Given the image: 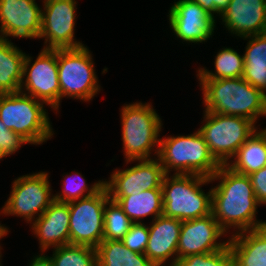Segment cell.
<instances>
[{"instance_id": "6da1fadb", "label": "cell", "mask_w": 266, "mask_h": 266, "mask_svg": "<svg viewBox=\"0 0 266 266\" xmlns=\"http://www.w3.org/2000/svg\"><path fill=\"white\" fill-rule=\"evenodd\" d=\"M210 180H220L211 188L212 214L220 227L226 233L232 226L238 229L231 239L254 246L266 255V222L255 219L257 206L261 204L255 197L249 176L221 165Z\"/></svg>"}, {"instance_id": "7a4b0ae2", "label": "cell", "mask_w": 266, "mask_h": 266, "mask_svg": "<svg viewBox=\"0 0 266 266\" xmlns=\"http://www.w3.org/2000/svg\"><path fill=\"white\" fill-rule=\"evenodd\" d=\"M207 112L245 117L255 124L266 116V94L242 77L199 80Z\"/></svg>"}, {"instance_id": "3957f363", "label": "cell", "mask_w": 266, "mask_h": 266, "mask_svg": "<svg viewBox=\"0 0 266 266\" xmlns=\"http://www.w3.org/2000/svg\"><path fill=\"white\" fill-rule=\"evenodd\" d=\"M157 158L166 174L173 169L178 175L211 178L221 166L198 130L186 136L160 138Z\"/></svg>"}, {"instance_id": "277c9868", "label": "cell", "mask_w": 266, "mask_h": 266, "mask_svg": "<svg viewBox=\"0 0 266 266\" xmlns=\"http://www.w3.org/2000/svg\"><path fill=\"white\" fill-rule=\"evenodd\" d=\"M212 181L200 175L169 174L162 182L163 215L181 221L193 220L212 213V189L207 194L202 185Z\"/></svg>"}, {"instance_id": "5b68a950", "label": "cell", "mask_w": 266, "mask_h": 266, "mask_svg": "<svg viewBox=\"0 0 266 266\" xmlns=\"http://www.w3.org/2000/svg\"><path fill=\"white\" fill-rule=\"evenodd\" d=\"M44 104L23 92L0 94V120L28 143L42 144L54 133Z\"/></svg>"}, {"instance_id": "8992f818", "label": "cell", "mask_w": 266, "mask_h": 266, "mask_svg": "<svg viewBox=\"0 0 266 266\" xmlns=\"http://www.w3.org/2000/svg\"><path fill=\"white\" fill-rule=\"evenodd\" d=\"M122 141L125 161L151 159L158 155L162 120L150 103L136 102L122 107Z\"/></svg>"}, {"instance_id": "52a82bcc", "label": "cell", "mask_w": 266, "mask_h": 266, "mask_svg": "<svg viewBox=\"0 0 266 266\" xmlns=\"http://www.w3.org/2000/svg\"><path fill=\"white\" fill-rule=\"evenodd\" d=\"M203 112L205 124L198 131L214 158L226 165L258 128L245 117Z\"/></svg>"}, {"instance_id": "ba28073f", "label": "cell", "mask_w": 266, "mask_h": 266, "mask_svg": "<svg viewBox=\"0 0 266 266\" xmlns=\"http://www.w3.org/2000/svg\"><path fill=\"white\" fill-rule=\"evenodd\" d=\"M92 55L87 46L57 49L60 100L90 101L99 91Z\"/></svg>"}, {"instance_id": "9c48e42d", "label": "cell", "mask_w": 266, "mask_h": 266, "mask_svg": "<svg viewBox=\"0 0 266 266\" xmlns=\"http://www.w3.org/2000/svg\"><path fill=\"white\" fill-rule=\"evenodd\" d=\"M110 199L104 185L97 193L68 202L69 244L97 248L103 241L104 208Z\"/></svg>"}, {"instance_id": "30bf717a", "label": "cell", "mask_w": 266, "mask_h": 266, "mask_svg": "<svg viewBox=\"0 0 266 266\" xmlns=\"http://www.w3.org/2000/svg\"><path fill=\"white\" fill-rule=\"evenodd\" d=\"M48 176L47 172L41 171L18 177L1 213L23 217L30 224L39 218L54 201Z\"/></svg>"}, {"instance_id": "8fae6325", "label": "cell", "mask_w": 266, "mask_h": 266, "mask_svg": "<svg viewBox=\"0 0 266 266\" xmlns=\"http://www.w3.org/2000/svg\"><path fill=\"white\" fill-rule=\"evenodd\" d=\"M31 60L33 59L29 54L25 55L20 92L36 98L57 111L61 102L57 49L43 48L32 66Z\"/></svg>"}, {"instance_id": "7c38bea8", "label": "cell", "mask_w": 266, "mask_h": 266, "mask_svg": "<svg viewBox=\"0 0 266 266\" xmlns=\"http://www.w3.org/2000/svg\"><path fill=\"white\" fill-rule=\"evenodd\" d=\"M39 38H45L44 49H67L84 46L74 38L75 0H44ZM49 42V43H48ZM48 43V44H47Z\"/></svg>"}, {"instance_id": "4fadbf2b", "label": "cell", "mask_w": 266, "mask_h": 266, "mask_svg": "<svg viewBox=\"0 0 266 266\" xmlns=\"http://www.w3.org/2000/svg\"><path fill=\"white\" fill-rule=\"evenodd\" d=\"M138 161L133 167L116 170L104 181L109 197H127L141 193L142 190L162 189V182L166 175L158 158L130 160Z\"/></svg>"}, {"instance_id": "5bb4252c", "label": "cell", "mask_w": 266, "mask_h": 266, "mask_svg": "<svg viewBox=\"0 0 266 266\" xmlns=\"http://www.w3.org/2000/svg\"><path fill=\"white\" fill-rule=\"evenodd\" d=\"M226 234L215 220L213 214L182 221L179 243L177 247V260L189 255L216 252L224 249L233 239L226 242L217 241Z\"/></svg>"}, {"instance_id": "9a60e30c", "label": "cell", "mask_w": 266, "mask_h": 266, "mask_svg": "<svg viewBox=\"0 0 266 266\" xmlns=\"http://www.w3.org/2000/svg\"><path fill=\"white\" fill-rule=\"evenodd\" d=\"M168 14L172 32L183 42H206L216 27L215 19L194 0H178Z\"/></svg>"}, {"instance_id": "2e32d148", "label": "cell", "mask_w": 266, "mask_h": 266, "mask_svg": "<svg viewBox=\"0 0 266 266\" xmlns=\"http://www.w3.org/2000/svg\"><path fill=\"white\" fill-rule=\"evenodd\" d=\"M41 20L36 0H0V38H39Z\"/></svg>"}, {"instance_id": "e0dca14e", "label": "cell", "mask_w": 266, "mask_h": 266, "mask_svg": "<svg viewBox=\"0 0 266 266\" xmlns=\"http://www.w3.org/2000/svg\"><path fill=\"white\" fill-rule=\"evenodd\" d=\"M220 17L228 31L240 38L266 33V0H230Z\"/></svg>"}, {"instance_id": "ac0fdd59", "label": "cell", "mask_w": 266, "mask_h": 266, "mask_svg": "<svg viewBox=\"0 0 266 266\" xmlns=\"http://www.w3.org/2000/svg\"><path fill=\"white\" fill-rule=\"evenodd\" d=\"M151 223L145 255L155 266H163L173 257L169 266H175L182 221L162 214Z\"/></svg>"}, {"instance_id": "d6986e66", "label": "cell", "mask_w": 266, "mask_h": 266, "mask_svg": "<svg viewBox=\"0 0 266 266\" xmlns=\"http://www.w3.org/2000/svg\"><path fill=\"white\" fill-rule=\"evenodd\" d=\"M69 205L53 201L43 214L32 222V231L39 240L43 253L49 247H60L69 244Z\"/></svg>"}, {"instance_id": "ffe728a7", "label": "cell", "mask_w": 266, "mask_h": 266, "mask_svg": "<svg viewBox=\"0 0 266 266\" xmlns=\"http://www.w3.org/2000/svg\"><path fill=\"white\" fill-rule=\"evenodd\" d=\"M263 256L256 247L232 240L222 250L189 255L177 260L175 266H254Z\"/></svg>"}, {"instance_id": "44dd1931", "label": "cell", "mask_w": 266, "mask_h": 266, "mask_svg": "<svg viewBox=\"0 0 266 266\" xmlns=\"http://www.w3.org/2000/svg\"><path fill=\"white\" fill-rule=\"evenodd\" d=\"M226 164L232 171L250 175L266 165V128L256 130Z\"/></svg>"}, {"instance_id": "7402d4cb", "label": "cell", "mask_w": 266, "mask_h": 266, "mask_svg": "<svg viewBox=\"0 0 266 266\" xmlns=\"http://www.w3.org/2000/svg\"><path fill=\"white\" fill-rule=\"evenodd\" d=\"M242 38L245 40L250 38L243 54L242 78L266 94V33Z\"/></svg>"}, {"instance_id": "603a6c76", "label": "cell", "mask_w": 266, "mask_h": 266, "mask_svg": "<svg viewBox=\"0 0 266 266\" xmlns=\"http://www.w3.org/2000/svg\"><path fill=\"white\" fill-rule=\"evenodd\" d=\"M8 38H0V94L20 92L25 53Z\"/></svg>"}, {"instance_id": "cb8c5ba5", "label": "cell", "mask_w": 266, "mask_h": 266, "mask_svg": "<svg viewBox=\"0 0 266 266\" xmlns=\"http://www.w3.org/2000/svg\"><path fill=\"white\" fill-rule=\"evenodd\" d=\"M134 222L140 223L143 217L153 215V220L163 214L162 189L142 190L127 197H110Z\"/></svg>"}, {"instance_id": "d4e9b609", "label": "cell", "mask_w": 266, "mask_h": 266, "mask_svg": "<svg viewBox=\"0 0 266 266\" xmlns=\"http://www.w3.org/2000/svg\"><path fill=\"white\" fill-rule=\"evenodd\" d=\"M96 251L98 266H155L145 254L133 252L121 240H103Z\"/></svg>"}, {"instance_id": "484cf974", "label": "cell", "mask_w": 266, "mask_h": 266, "mask_svg": "<svg viewBox=\"0 0 266 266\" xmlns=\"http://www.w3.org/2000/svg\"><path fill=\"white\" fill-rule=\"evenodd\" d=\"M215 71H209L205 68L198 70L199 80L213 79H232L243 76L244 58L233 48H223L215 56Z\"/></svg>"}, {"instance_id": "4316f807", "label": "cell", "mask_w": 266, "mask_h": 266, "mask_svg": "<svg viewBox=\"0 0 266 266\" xmlns=\"http://www.w3.org/2000/svg\"><path fill=\"white\" fill-rule=\"evenodd\" d=\"M54 266H98L97 251L85 245L67 244L53 248Z\"/></svg>"}, {"instance_id": "83f0119b", "label": "cell", "mask_w": 266, "mask_h": 266, "mask_svg": "<svg viewBox=\"0 0 266 266\" xmlns=\"http://www.w3.org/2000/svg\"><path fill=\"white\" fill-rule=\"evenodd\" d=\"M133 223L123 209L115 201L109 199L104 208L103 240H122Z\"/></svg>"}, {"instance_id": "f1b7e54d", "label": "cell", "mask_w": 266, "mask_h": 266, "mask_svg": "<svg viewBox=\"0 0 266 266\" xmlns=\"http://www.w3.org/2000/svg\"><path fill=\"white\" fill-rule=\"evenodd\" d=\"M74 174L77 178L71 174H66L67 179L64 177L65 182L63 183L62 193L53 195L55 201L68 203L79 200L97 193L104 186V181L99 180L89 187L80 173L75 172ZM85 192L87 194H84Z\"/></svg>"}, {"instance_id": "f546056e", "label": "cell", "mask_w": 266, "mask_h": 266, "mask_svg": "<svg viewBox=\"0 0 266 266\" xmlns=\"http://www.w3.org/2000/svg\"><path fill=\"white\" fill-rule=\"evenodd\" d=\"M149 240V228L144 223H133L128 233L121 240L122 243L136 253L145 254Z\"/></svg>"}, {"instance_id": "4dcf8cb0", "label": "cell", "mask_w": 266, "mask_h": 266, "mask_svg": "<svg viewBox=\"0 0 266 266\" xmlns=\"http://www.w3.org/2000/svg\"><path fill=\"white\" fill-rule=\"evenodd\" d=\"M27 143L19 134L7 129L0 120V160L15 153L23 144Z\"/></svg>"}, {"instance_id": "1f68e13d", "label": "cell", "mask_w": 266, "mask_h": 266, "mask_svg": "<svg viewBox=\"0 0 266 266\" xmlns=\"http://www.w3.org/2000/svg\"><path fill=\"white\" fill-rule=\"evenodd\" d=\"M248 176L258 202L266 204V165Z\"/></svg>"}, {"instance_id": "d6a6232c", "label": "cell", "mask_w": 266, "mask_h": 266, "mask_svg": "<svg viewBox=\"0 0 266 266\" xmlns=\"http://www.w3.org/2000/svg\"><path fill=\"white\" fill-rule=\"evenodd\" d=\"M200 7L214 18V13L221 16L227 9L230 0H194Z\"/></svg>"}, {"instance_id": "836d02e7", "label": "cell", "mask_w": 266, "mask_h": 266, "mask_svg": "<svg viewBox=\"0 0 266 266\" xmlns=\"http://www.w3.org/2000/svg\"><path fill=\"white\" fill-rule=\"evenodd\" d=\"M29 266H54V263L49 256L41 253L33 258Z\"/></svg>"}, {"instance_id": "e575fe53", "label": "cell", "mask_w": 266, "mask_h": 266, "mask_svg": "<svg viewBox=\"0 0 266 266\" xmlns=\"http://www.w3.org/2000/svg\"><path fill=\"white\" fill-rule=\"evenodd\" d=\"M8 228L0 224V239L8 233Z\"/></svg>"}, {"instance_id": "d590c367", "label": "cell", "mask_w": 266, "mask_h": 266, "mask_svg": "<svg viewBox=\"0 0 266 266\" xmlns=\"http://www.w3.org/2000/svg\"><path fill=\"white\" fill-rule=\"evenodd\" d=\"M254 266H266V255H264Z\"/></svg>"}, {"instance_id": "8d00e7d4", "label": "cell", "mask_w": 266, "mask_h": 266, "mask_svg": "<svg viewBox=\"0 0 266 266\" xmlns=\"http://www.w3.org/2000/svg\"><path fill=\"white\" fill-rule=\"evenodd\" d=\"M1 256H2V254H1V251H0V260H1ZM0 266H2V265H1V261H0Z\"/></svg>"}]
</instances>
